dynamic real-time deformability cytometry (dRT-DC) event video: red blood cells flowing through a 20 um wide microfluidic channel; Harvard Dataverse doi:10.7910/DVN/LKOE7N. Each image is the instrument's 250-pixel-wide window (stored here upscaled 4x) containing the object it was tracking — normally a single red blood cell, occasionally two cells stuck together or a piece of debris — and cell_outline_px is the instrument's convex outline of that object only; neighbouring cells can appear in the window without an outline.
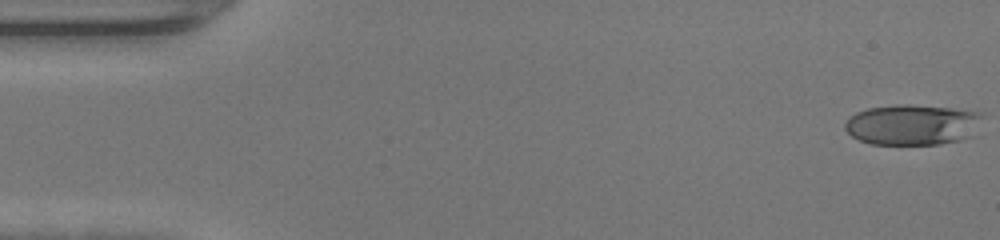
{"species": "human", "species_latin": "Homo sapiens", "temperature_condition": "warm", "stored_images_in_passage": 48, "camera_frame_rate_fps": 3000, "um_per_image_px": 0.085, "donor": {"sex": "female"}, "frame": {"image": 1, "passage_image": 1, "time_ms": 0.0, "image_size_px": [1000, 240], "cell_outline_px": [[984, 112], [972, 136], [960, 140], [940, 144], [872, 144], [860, 140], [852, 136], [844, 128], [844, 124], [856, 112], [868, 108], [896, 104], [908, 104], [952, 108]], "centroid_in_image_um": [77.56, 10.59], "position_along_channel_um": 7.4, "area_um2": 32.54}}
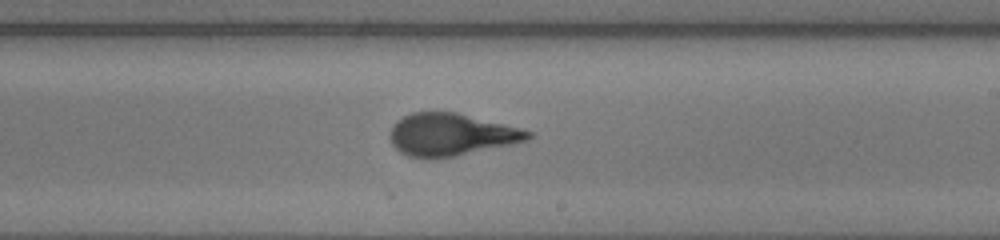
{"frame": {"image": 2, "passage_image": 28, "time_ms": 9.0, "image_size_px": [1000, 240], "cell_outline_px": [[532, 136], [528, 140], [512, 144], [456, 156], [432, 160], [424, 160], [408, 156], [400, 152], [392, 144], [388, 136], [392, 124], [396, 120], [412, 112], [456, 112], [520, 128], [532, 132]], "centroid_in_image_um": [38.28, 11.46], "position_along_channel_um": 250.7, "area_um2": 34.45}}
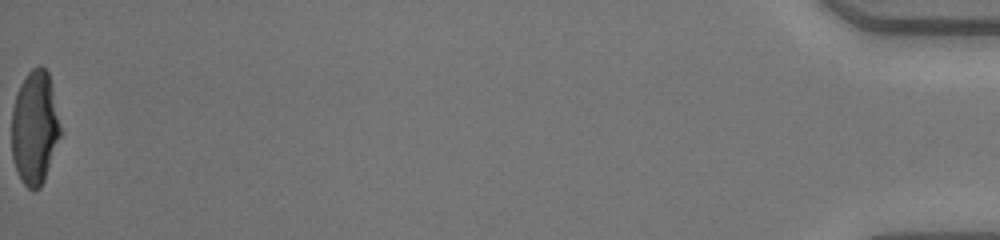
{"frame": {"image": 3, "passage_image": 48, "time_ms": 15.667, "image_size_px": [1000, 240], "cell_outline_px": [[60, 136], [44, 180], [40, 188], [32, 192], [24, 184], [12, 160], [12, 108], [20, 84], [28, 72], [32, 68], [40, 64], [48, 72], [52, 88], [60, 128]], "centroid_in_image_um": [2.93, 10.86], "position_along_channel_um": 432.3, "area_um2": 31.96}, "authors_computed_cell_mechanics": {"area_um2": 33.9286, "velocity_mm_per_s": 4.37, "shape_relaxation_time_tau1_ms": 5.626, "shape_relaxation_time_tau2_ms": null, "deformation_change_tau1": 0.2932, "deformation_change_tau2": null}}